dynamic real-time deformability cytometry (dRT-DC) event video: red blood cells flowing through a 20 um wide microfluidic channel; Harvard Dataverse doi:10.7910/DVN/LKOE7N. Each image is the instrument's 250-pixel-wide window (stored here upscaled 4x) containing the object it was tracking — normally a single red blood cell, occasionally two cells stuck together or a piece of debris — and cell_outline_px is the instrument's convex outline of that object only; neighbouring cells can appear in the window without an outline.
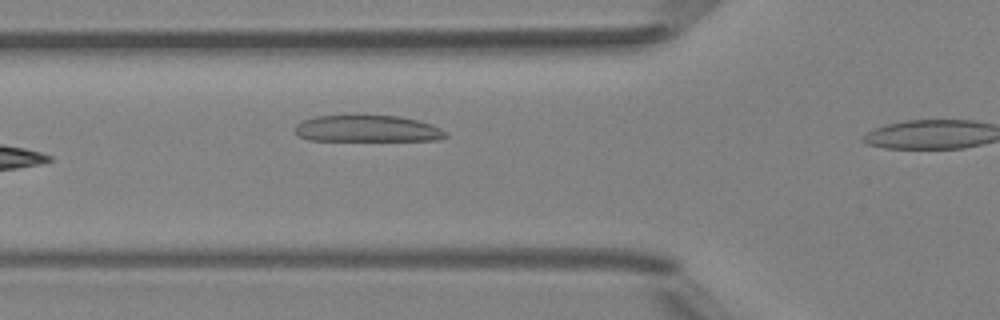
{"species": "Egyptian fruit bat (a non-hibernating species)", "species_latin": "Rousettus aegyptiacus", "temperature_condition": "room temperature", "stored_images_in_passage": 6, "segment_of_instrument_passage": [1, 2], "camera_frame_rate_fps": 3000, "um_per_image_px": 0.085, "animal": {"sex": "female"}, "frame": {"image": 1, "passage_image": 5, "time_ms": 5.333, "image_size_px": [1000, 320], "cell_outline_px": [[448, 136], [436, 140], [308, 140], [300, 136], [292, 128], [300, 120], [316, 116], [356, 112], [360, 112], [400, 116], [432, 124], [448, 132]], "centroid_in_image_um": [31.17, 10.88], "position_along_channel_um": 94.6, "area_um2": 24.57}}